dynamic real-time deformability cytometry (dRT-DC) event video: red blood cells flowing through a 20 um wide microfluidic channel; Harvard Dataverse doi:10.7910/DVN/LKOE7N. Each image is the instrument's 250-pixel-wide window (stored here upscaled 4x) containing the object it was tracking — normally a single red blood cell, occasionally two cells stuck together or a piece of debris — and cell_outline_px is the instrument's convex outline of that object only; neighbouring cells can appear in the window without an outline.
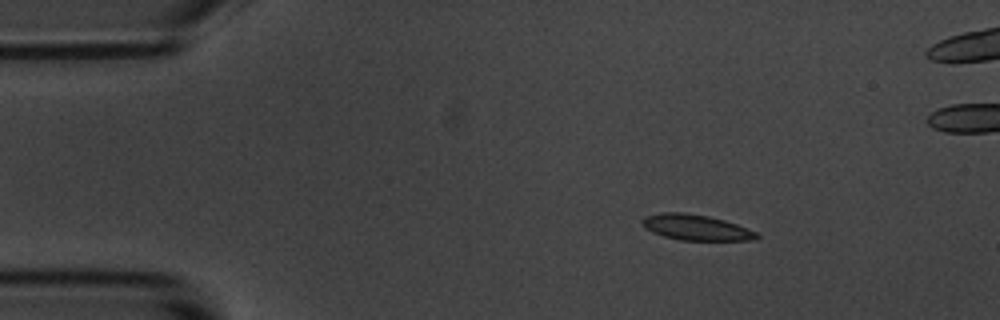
{"species": "common noctule bat (a hibernating species)", "species_latin": "Nyctalus noctula", "temperature_condition": "room temperature", "stored_images_in_passage": 4, "camera_frame_rate_fps": 3000, "um_per_image_px": 0.085, "animal": {"sex": "male", "body_mass_g": 20.1, "forearm_length_mm": 53.5}, "frame": {"image": 1, "passage_image": 1, "time_ms": 0.0, "image_size_px": [1000, 320], "cell_outline_px": [[760, 236], [756, 240], [680, 240], [664, 236], [652, 232], [644, 228], [640, 220], [644, 216], [664, 212], [684, 212], [708, 216], [724, 220], [736, 224], [756, 232]], "centroid_in_image_um": [59.12, 19.33], "position_along_channel_um": 25.9, "area_um2": 17.11}}